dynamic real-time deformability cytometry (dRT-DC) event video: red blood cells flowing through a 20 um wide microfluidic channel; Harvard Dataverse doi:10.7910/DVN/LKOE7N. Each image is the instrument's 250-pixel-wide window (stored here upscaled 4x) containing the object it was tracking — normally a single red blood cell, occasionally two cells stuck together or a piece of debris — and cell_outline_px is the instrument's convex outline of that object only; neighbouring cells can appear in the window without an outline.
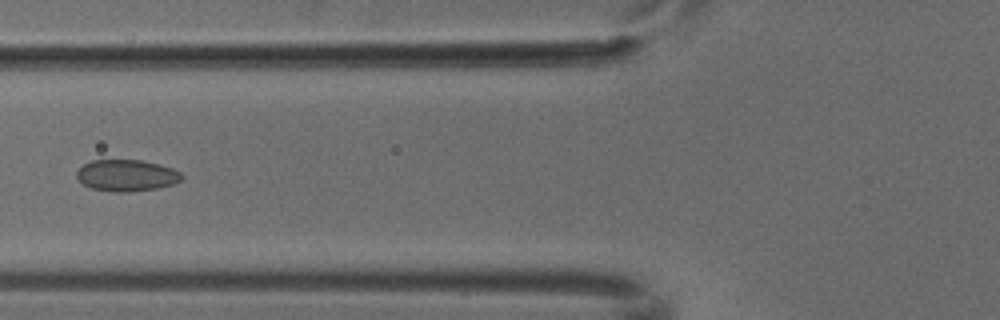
{"species": "common noctule bat (a hibernating species)", "species_latin": "Nyctalus noctula", "temperature_condition": "cold", "stored_images_in_passage": 6, "camera_frame_rate_fps": 3000, "um_per_image_px": 0.085, "animal": {"sex": "male", "body_mass_g": 18.8}, "frame": {"image": 1, "passage_image": 5, "time_ms": 1.333, "image_size_px": [1000, 320], "cell_outline_px": [[184, 176], [180, 180], [172, 184], [156, 188], [128, 192], [112, 192], [92, 188], [84, 184], [76, 176], [76, 172], [84, 164], [92, 160], [140, 160], [160, 164], [172, 168], [180, 172]], "centroid_in_image_um": [10.76, 14.91], "position_along_channel_um": 115.0, "area_um2": 19.19}}
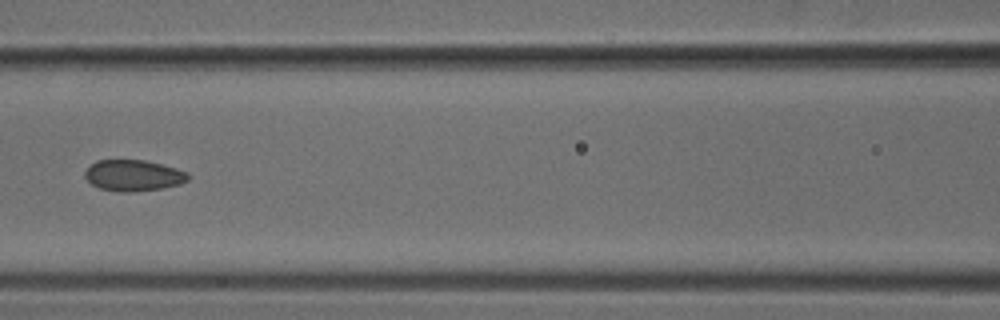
{"frame": {"image": 2, "passage_image": 6, "time_ms": 1.667, "image_size_px": [1000, 320], "cell_outline_px": [[192, 176], [188, 180], [180, 184], [160, 188], [132, 192], [124, 192], [100, 188], [92, 184], [84, 176], [84, 172], [96, 160], [144, 160], [176, 168], [188, 172]], "centroid_in_image_um": [11.36, 14.91], "position_along_channel_um": 155.2, "area_um2": 18.61}}